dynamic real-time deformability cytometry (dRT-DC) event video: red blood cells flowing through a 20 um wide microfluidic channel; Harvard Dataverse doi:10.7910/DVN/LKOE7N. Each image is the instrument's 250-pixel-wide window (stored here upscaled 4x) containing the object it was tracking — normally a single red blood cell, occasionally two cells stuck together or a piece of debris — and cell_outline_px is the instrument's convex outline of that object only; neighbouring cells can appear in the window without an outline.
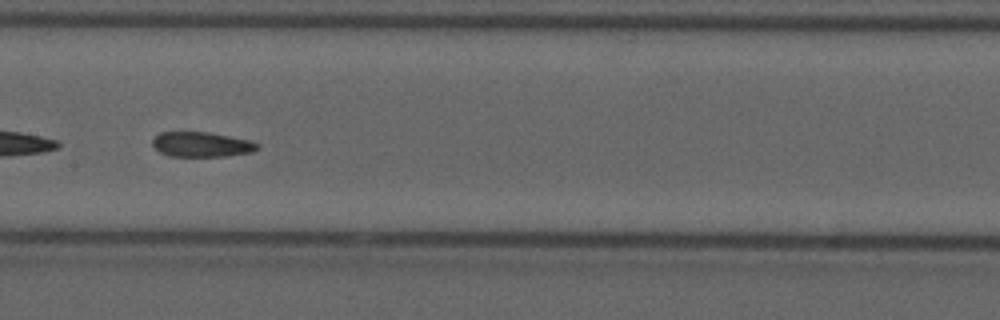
{"species": "common noctule bat (a hibernating species)", "species_latin": "Nyctalus noctula", "temperature_condition": "cold", "stored_images_in_passage": 47, "segment_of_instrument_passage": [2, 2], "camera_frame_rate_fps": 3000, "um_per_image_px": 0.085, "animal": {"sex": "male", "forearm_length_mm": 52.5}, "frame": {"image": 1, "passage_image": 27, "time_ms": 8.667, "image_size_px": [1000, 320], "cell_outline_px": [[260, 148], [252, 152], [224, 156], [168, 156], [160, 152], [152, 144], [152, 140], [160, 132], [208, 132], [248, 140], [260, 144]], "centroid_in_image_um": [17.13, 12.28], "position_along_channel_um": 190.3, "area_um2": 15.14}}
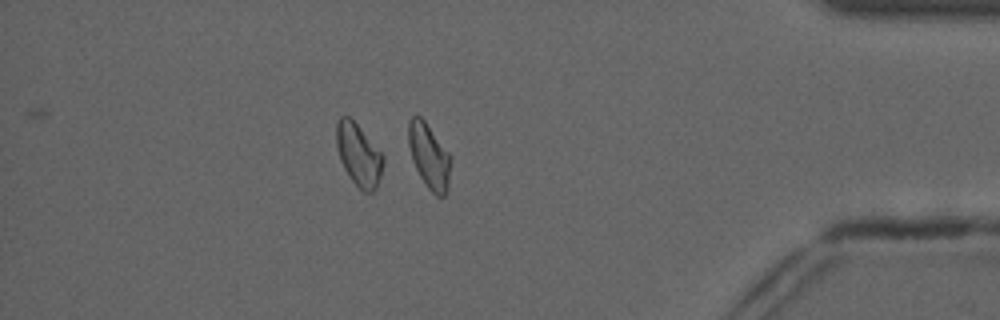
{"frame": {"image": 2, "passage_image": 47, "time_ms": 15.333, "image_size_px": [1000, 320], "cell_outline_px": [[452, 160], [448, 188], [444, 196], [436, 196], [428, 188], [420, 176], [412, 160], [408, 144], [408, 120], [412, 116], [420, 116], [424, 120], [452, 156]], "centroid_in_image_um": [36.49, 13.27], "position_along_channel_um": 398.7, "area_um2": 16.18}}